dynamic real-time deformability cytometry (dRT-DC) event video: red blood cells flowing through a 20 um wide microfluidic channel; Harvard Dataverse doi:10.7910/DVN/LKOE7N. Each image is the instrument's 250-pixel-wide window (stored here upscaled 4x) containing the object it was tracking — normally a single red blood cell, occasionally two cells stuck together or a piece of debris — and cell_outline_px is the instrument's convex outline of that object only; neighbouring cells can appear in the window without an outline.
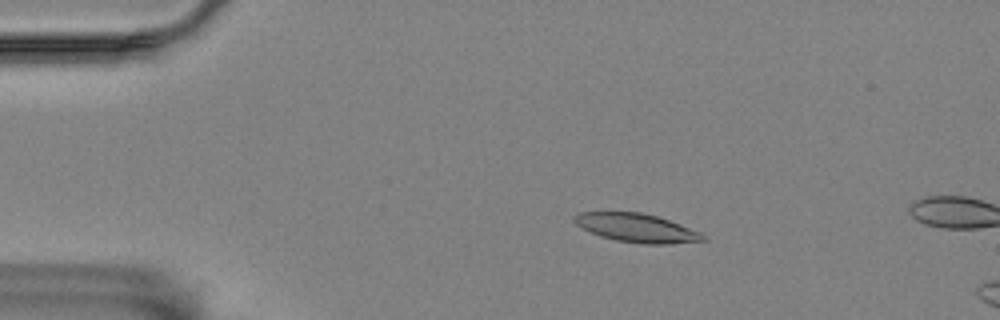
{"species": "Egyptian fruit bat (a non-hibernating species)", "species_latin": "Rousettus aegyptiacus", "temperature_condition": "room temperature", "stored_images_in_passage": 4, "camera_frame_rate_fps": 3000, "um_per_image_px": 0.085, "animal": {"sex": "female"}, "frame": {"image": 1, "passage_image": 3, "time_ms": 3.0, "image_size_px": [1000, 320], "cell_outline_px": [[708, 240], [668, 244], [640, 244], [616, 240], [600, 236], [576, 224], [572, 220], [572, 216], [580, 212], [640, 212], [656, 216], [680, 224], [700, 232]], "centroid_in_image_um": [54.11, 19.37], "position_along_channel_um": 30.9, "area_um2": 21.33}}